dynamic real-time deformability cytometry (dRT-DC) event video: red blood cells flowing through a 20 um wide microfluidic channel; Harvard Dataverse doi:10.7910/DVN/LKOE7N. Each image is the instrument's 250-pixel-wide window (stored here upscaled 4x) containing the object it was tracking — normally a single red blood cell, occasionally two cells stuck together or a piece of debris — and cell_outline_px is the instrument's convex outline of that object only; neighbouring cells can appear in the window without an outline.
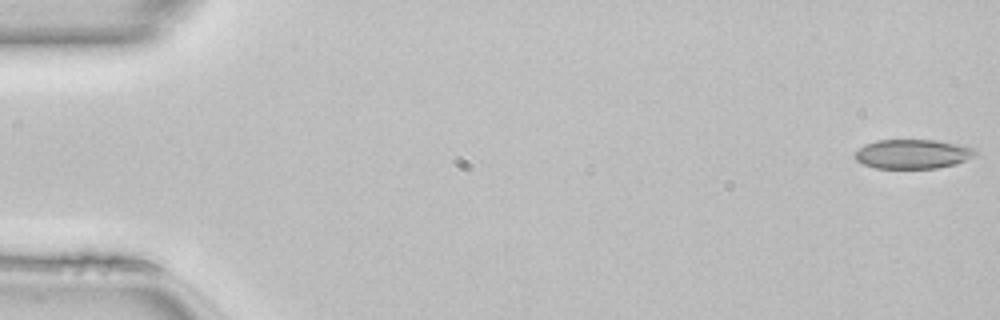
{"species": "common noctule bat (a hibernating species)", "species_latin": "Nyctalus noctula", "temperature_condition": "room temperature", "stored_images_in_passage": 49, "camera_frame_rate_fps": 3000, "um_per_image_px": 0.085, "animal": {"sex": "female", "body_mass_g": 22.7, "forearm_length_mm": 54.2}, "frame": {"image": 1, "passage_image": 1, "time_ms": 0.0, "image_size_px": [1000, 320], "cell_outline_px": [[980, 152], [976, 156], [956, 164], [936, 168], [876, 168], [864, 164], [856, 160], [852, 156], [864, 144], [876, 140], [936, 140], [964, 144], [976, 148]], "centroid_in_image_um": [77.65, 13.08], "position_along_channel_um": 7.3, "area_um2": 20.98}}
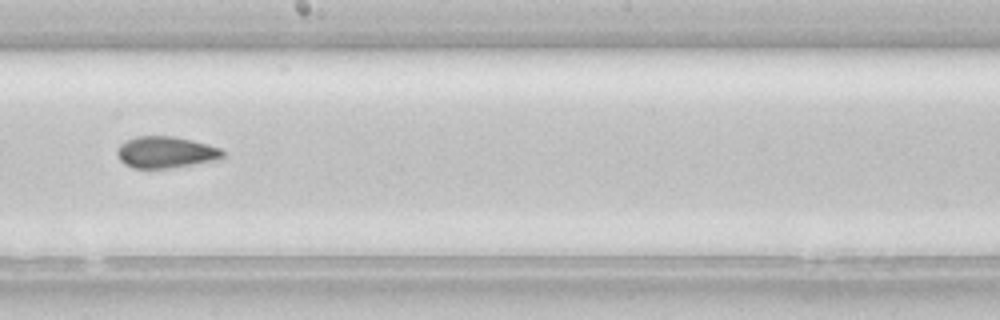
{"frame": {"image": 2, "passage_image": 28, "time_ms": 9.0, "image_size_px": [1000, 320], "cell_outline_px": [[224, 156], [220, 160], [172, 168], [132, 168], [124, 164], [120, 160], [116, 152], [120, 144], [136, 136], [172, 136], [192, 140], [208, 144], [220, 148], [224, 152]], "centroid_in_image_um": [14.11, 12.95], "position_along_channel_um": 234.1, "area_um2": 19.59}}
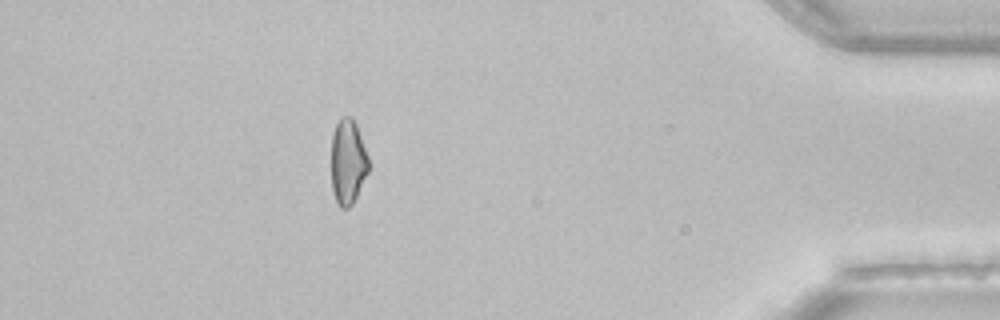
{"frame": {"image": 3, "passage_image": 44, "time_ms": 14.333, "image_size_px": [1000, 320], "cell_outline_px": [[368, 172], [352, 204], [348, 208], [340, 208], [332, 192], [332, 132], [340, 116], [352, 116], [356, 124], [368, 156]], "centroid_in_image_um": [29.56, 13.73], "position_along_channel_um": 405.6, "area_um2": 18.44}, "authors_computed_cell_mechanics": {"area_um2": 19.941, "velocity_mm_per_s": 4.152, "shape_relaxation_time_tau1_ms": 7.4514, "shape_relaxation_time_tau2_ms": 4.0617, "deformation_change_tau1": 0.1427, "deformation_change_tau2": 0.0852}}